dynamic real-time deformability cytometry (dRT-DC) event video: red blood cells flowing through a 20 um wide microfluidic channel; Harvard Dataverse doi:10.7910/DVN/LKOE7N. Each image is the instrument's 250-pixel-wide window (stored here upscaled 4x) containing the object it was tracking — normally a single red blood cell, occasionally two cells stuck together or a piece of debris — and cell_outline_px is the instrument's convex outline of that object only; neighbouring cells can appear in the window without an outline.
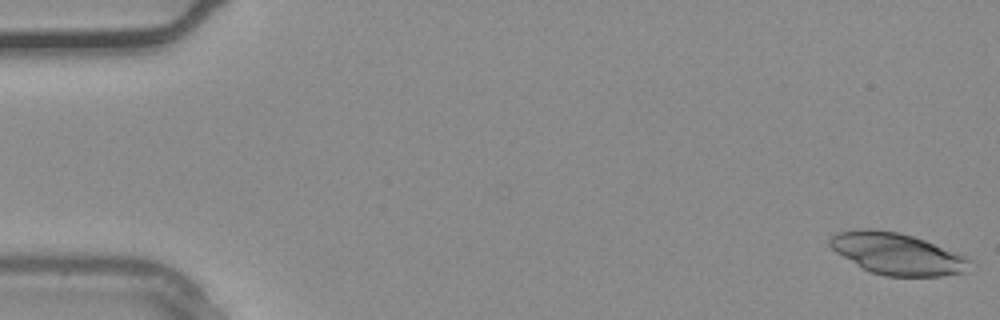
{"species": "common noctule bat (a hibernating species)", "species_latin": "Nyctalus noctula", "temperature_condition": "warm", "stored_images_in_passage": 37, "camera_frame_rate_fps": 3000, "um_per_image_px": 0.085, "animal": {"sex": "male", "body_mass_g": 20.4}, "frame": {"image": 1, "passage_image": 1, "time_ms": 0.0, "image_size_px": [1000, 320], "cell_outline_px": [[976, 264], [964, 272], [944, 276], [884, 276], [872, 272], [864, 268], [836, 252], [828, 244], [828, 240], [836, 232], [860, 228], [872, 228], [900, 232], [960, 252], [972, 260]], "centroid_in_image_um": [76.32, 21.56], "position_along_channel_um": 8.7, "area_um2": 34.28}}